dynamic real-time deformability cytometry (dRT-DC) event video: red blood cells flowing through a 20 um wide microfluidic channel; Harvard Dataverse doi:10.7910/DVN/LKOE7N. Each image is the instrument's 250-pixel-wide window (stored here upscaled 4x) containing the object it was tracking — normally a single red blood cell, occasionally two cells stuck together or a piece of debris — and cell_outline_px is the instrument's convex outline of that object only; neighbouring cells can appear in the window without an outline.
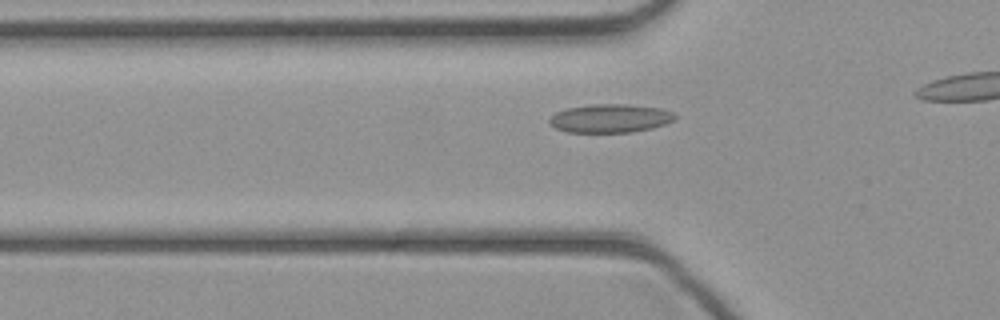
{"species": "common noctule bat (a hibernating species)", "species_latin": "Nyctalus noctula", "temperature_condition": "cold", "stored_images_in_passage": 13, "camera_frame_rate_fps": 3000, "um_per_image_px": 0.085, "animal": {"sex": "female", "body_mass_g": 21.9}, "frame": {"image": 1, "passage_image": 8, "time_ms": 2.333, "image_size_px": [1000, 320], "cell_outline_px": [[676, 116], [672, 120], [664, 124], [652, 128], [632, 132], [568, 132], [556, 128], [548, 124], [548, 120], [556, 112], [568, 108], [592, 104], [624, 104], [660, 108], [672, 112]], "centroid_in_image_um": [51.83, 10.06], "position_along_channel_um": 74.0, "area_um2": 20.69}}
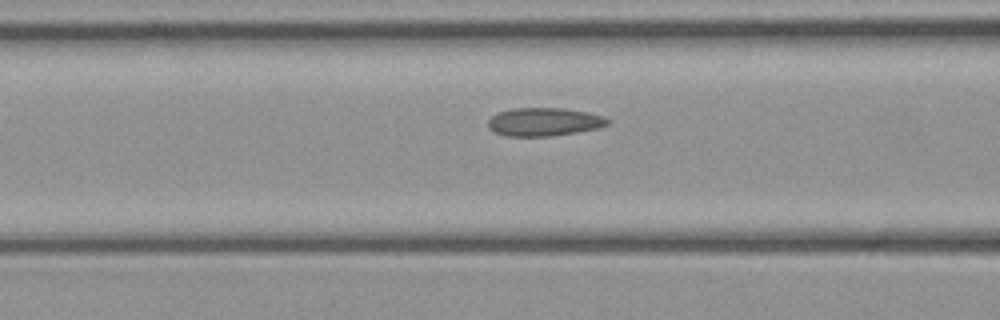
{"frame": {"image": 2, "passage_image": 11, "time_ms": 3.333, "image_size_px": [1000, 320], "cell_outline_px": [[612, 120], [608, 124], [600, 128], [552, 136], [508, 136], [496, 132], [488, 128], [488, 120], [492, 116], [500, 112], [512, 108], [564, 108], [588, 112], [604, 116]], "centroid_in_image_um": [46.29, 10.35], "position_along_channel_um": 120.3, "area_um2": 19.77}}